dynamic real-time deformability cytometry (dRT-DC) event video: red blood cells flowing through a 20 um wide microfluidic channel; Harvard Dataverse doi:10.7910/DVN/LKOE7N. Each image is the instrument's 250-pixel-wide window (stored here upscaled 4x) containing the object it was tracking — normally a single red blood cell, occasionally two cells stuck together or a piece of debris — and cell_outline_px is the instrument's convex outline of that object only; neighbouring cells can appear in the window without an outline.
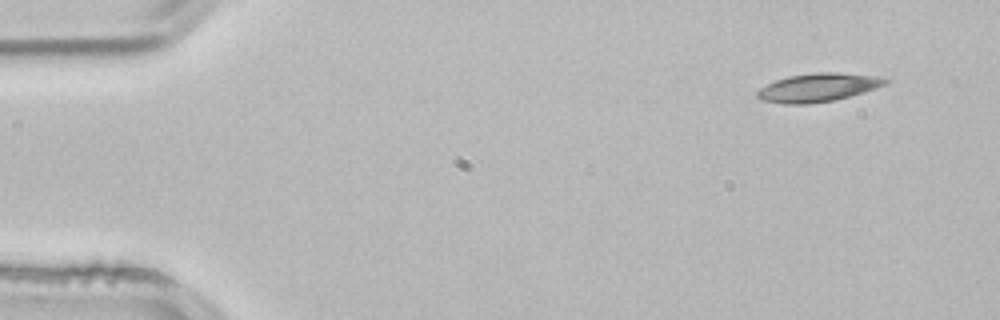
{"species": "common noctule bat (a hibernating species)", "species_latin": "Nyctalus noctula", "temperature_condition": "room temperature", "stored_images_in_passage": 3, "camera_frame_rate_fps": 3000, "um_per_image_px": 0.085, "animal": {"sex": "male", "body_mass_g": 21.5, "forearm_length_mm": 52.0}, "frame": {"image": 1, "passage_image": 1, "time_ms": 0.0, "image_size_px": [1000, 320], "cell_outline_px": [[892, 80], [888, 84], [864, 92], [836, 100], [808, 104], [784, 104], [760, 100], [756, 96], [756, 92], [760, 88], [776, 80], [788, 76], [816, 72], [836, 72], [876, 76]], "centroid_in_image_um": [69.55, 7.44], "position_along_channel_um": 15.5, "area_um2": 21.39}}
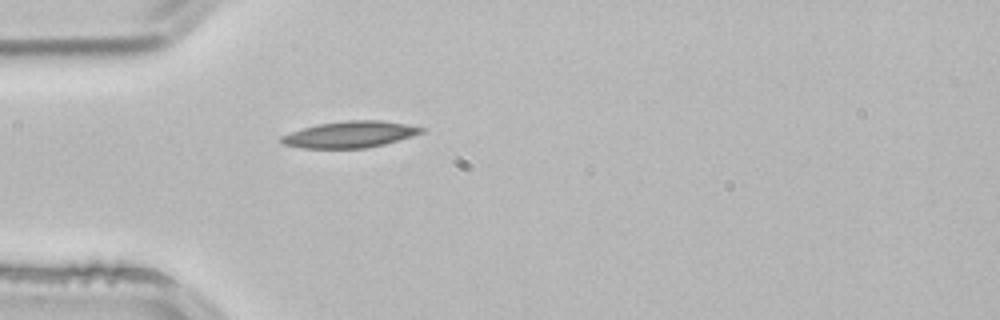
{"frame": {"image": 2, "passage_image": 3, "time_ms": 0.667, "image_size_px": [1000, 320], "cell_outline_px": [[424, 132], [412, 136], [384, 144], [364, 148], [304, 148], [284, 144], [280, 140], [280, 136], [316, 124], [348, 120], [380, 120], [404, 124], [424, 128]], "centroid_in_image_um": [29.74, 11.42], "position_along_channel_um": 55.3, "area_um2": 21.27}}